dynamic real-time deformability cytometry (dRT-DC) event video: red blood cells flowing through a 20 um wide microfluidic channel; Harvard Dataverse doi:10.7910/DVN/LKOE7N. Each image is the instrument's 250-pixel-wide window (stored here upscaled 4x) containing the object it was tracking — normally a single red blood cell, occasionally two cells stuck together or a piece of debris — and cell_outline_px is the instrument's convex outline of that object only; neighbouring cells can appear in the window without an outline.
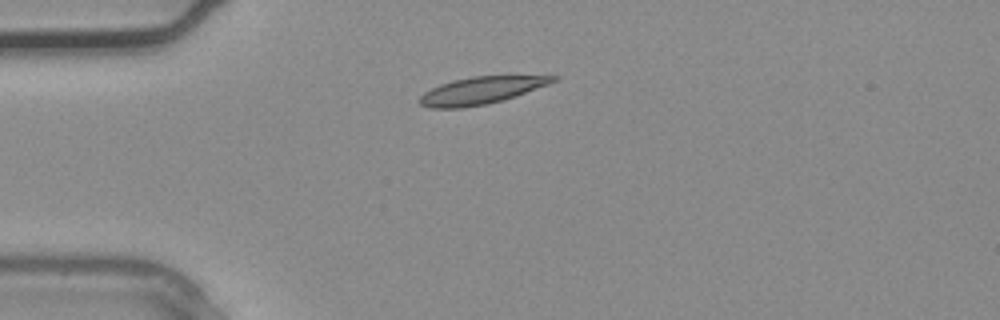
{"species": "common noctule bat (a hibernating species)", "species_latin": "Nyctalus noctula", "temperature_condition": "warm", "stored_images_in_passage": 5, "camera_frame_rate_fps": 3000, "um_per_image_px": 0.085, "animal": {"sex": "male", "body_mass_g": 20.4}, "frame": {"image": 1, "passage_image": 5, "time_ms": 1.333, "image_size_px": [1000, 320], "cell_outline_px": [[560, 76], [556, 80], [548, 84], [488, 104], [460, 108], [428, 108], [420, 104], [420, 96], [424, 92], [440, 84], [472, 76]], "centroid_in_image_um": [40.82, 7.69], "position_along_channel_um": 44.2, "area_um2": 20.58}}